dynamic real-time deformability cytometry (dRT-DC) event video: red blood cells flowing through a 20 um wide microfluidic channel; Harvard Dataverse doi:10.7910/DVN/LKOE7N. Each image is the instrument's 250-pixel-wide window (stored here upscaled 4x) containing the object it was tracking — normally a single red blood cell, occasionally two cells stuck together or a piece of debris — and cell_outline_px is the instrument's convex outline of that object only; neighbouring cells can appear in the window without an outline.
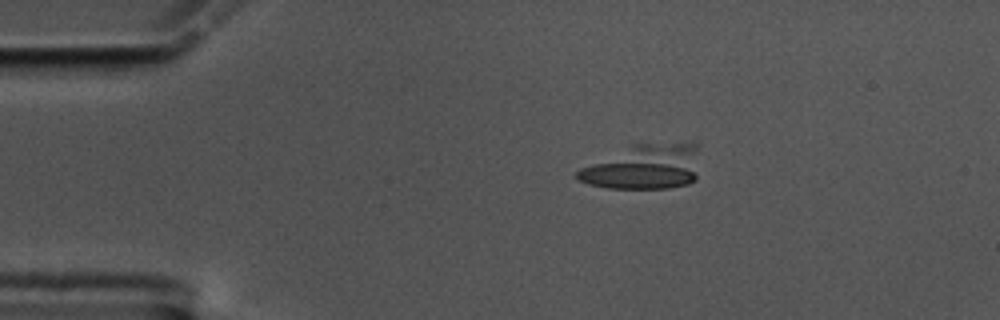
{"species": "common noctule bat (a hibernating species)", "species_latin": "Nyctalus noctula", "temperature_condition": "cold", "stored_images_in_passage": 7, "camera_frame_rate_fps": 3000, "um_per_image_px": 0.085, "animal": {"sex": "male", "body_mass_g": 17.5, "forearm_length_mm": 52.3}, "frame": {"image": 1, "passage_image": 1, "time_ms": 0.0, "image_size_px": [1000, 320], "cell_outline_px": [[696, 180], [688, 184], [668, 188], [608, 188], [588, 184], [580, 180], [576, 176], [576, 172], [580, 168], [632, 144], [696, 144]], "centroid_in_image_um": [54.69, 14.22], "position_along_channel_um": 30.3, "area_um2": 31.33}}